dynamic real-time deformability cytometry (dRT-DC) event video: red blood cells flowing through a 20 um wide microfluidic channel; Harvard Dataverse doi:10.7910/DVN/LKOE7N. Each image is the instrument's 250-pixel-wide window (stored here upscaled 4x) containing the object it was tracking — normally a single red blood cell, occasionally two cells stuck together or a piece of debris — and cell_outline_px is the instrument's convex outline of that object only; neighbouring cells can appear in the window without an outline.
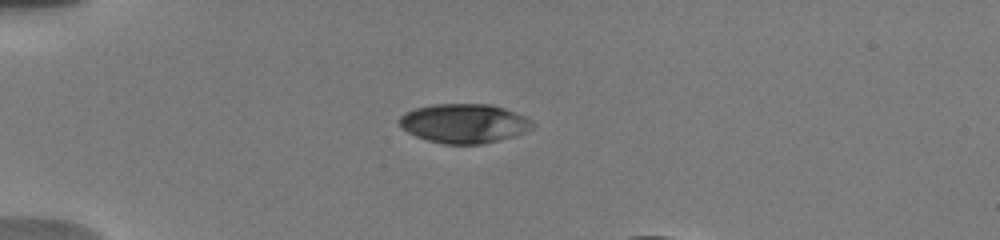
{"species": "human", "species_latin": "Homo sapiens", "temperature_condition": "warm", "stored_images_in_passage": 6, "camera_frame_rate_fps": 3000, "um_per_image_px": 0.085, "donor": {"sex": "male"}, "frame": {"image": 1, "passage_image": 1, "time_ms": 0.0, "image_size_px": [1000, 240], "cell_outline_px": [[536, 124], [532, 128], [516, 136], [480, 144], [444, 144], [428, 140], [416, 136], [408, 132], [396, 120], [404, 112], [416, 108], [432, 104], [492, 104], [516, 112], [532, 120]], "centroid_in_image_um": [39.46, 10.48], "position_along_channel_um": 45.5, "area_um2": 30.58}}